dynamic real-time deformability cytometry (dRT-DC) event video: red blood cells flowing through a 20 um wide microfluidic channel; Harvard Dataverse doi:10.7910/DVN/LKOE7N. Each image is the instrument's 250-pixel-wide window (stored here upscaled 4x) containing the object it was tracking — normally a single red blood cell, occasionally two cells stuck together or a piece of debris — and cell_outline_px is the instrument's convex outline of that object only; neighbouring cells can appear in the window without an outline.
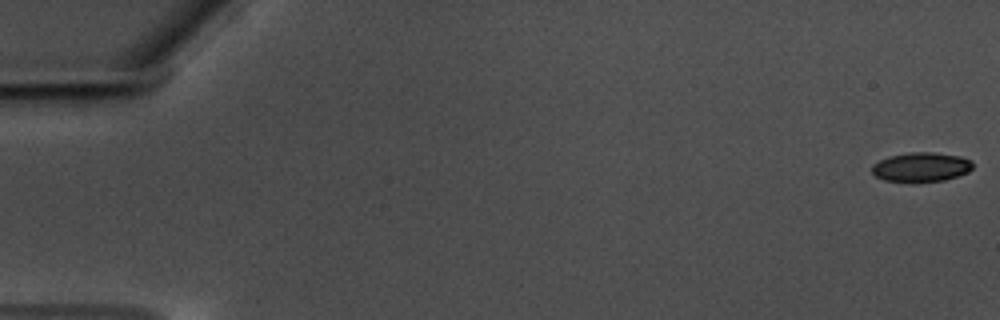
{"species": "common noctule bat (a hibernating species)", "species_latin": "Nyctalus noctula", "temperature_condition": "warm", "stored_images_in_passage": 55, "camera_frame_rate_fps": 3000, "um_per_image_px": 0.085, "animal": {"sex": "male", "body_mass_g": 17.5, "forearm_length_mm": 52.3}, "frame": {"image": 1, "passage_image": 1, "time_ms": 0.0, "image_size_px": [1000, 320], "cell_outline_px": [[972, 168], [968, 172], [944, 180], [884, 180], [876, 176], [872, 172], [872, 164], [888, 156], [912, 152], [932, 152], [960, 156], [972, 160]], "centroid_in_image_um": [78.31, 14.16], "position_along_channel_um": 6.7, "area_um2": 16.76}}
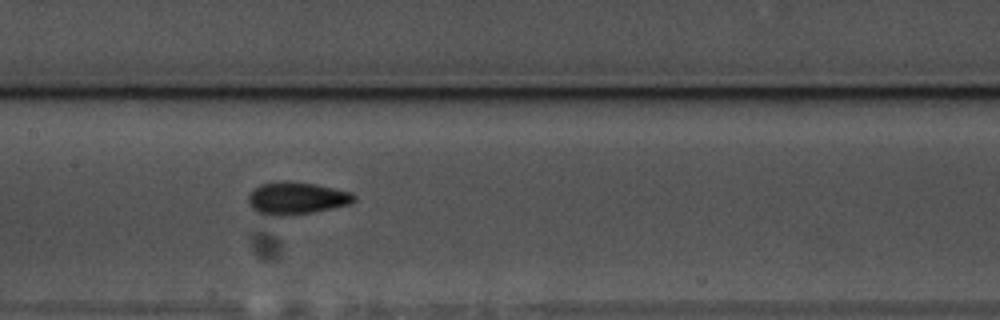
{"frame": {"image": 2, "passage_image": 30, "time_ms": 9.667, "image_size_px": [1000, 320], "cell_outline_px": [[356, 200], [352, 204], [312, 212], [284, 216], [264, 216], [256, 212], [248, 204], [248, 196], [260, 184], [280, 180], [288, 180], [316, 184], [352, 192], [356, 196]], "centroid_in_image_um": [25.2, 16.85], "position_along_channel_um": 182.2, "area_um2": 20.35}}
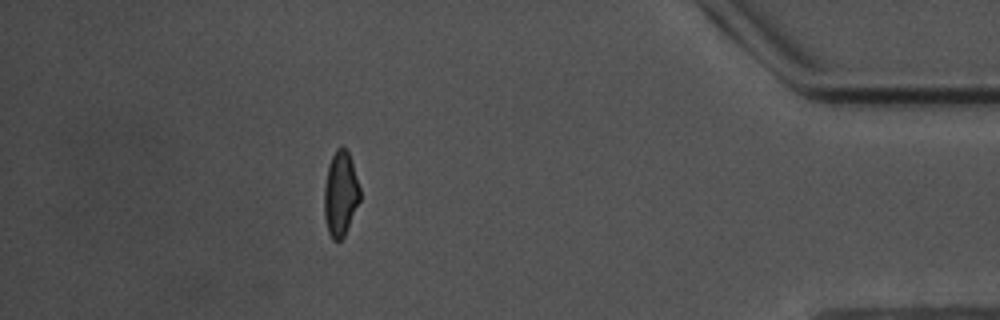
{"frame": {"image": 3, "passage_image": 53, "time_ms": 17.333, "image_size_px": [1000, 320], "cell_outline_px": [[360, 200], [344, 236], [340, 240], [332, 240], [328, 232], [324, 216], [324, 188], [328, 164], [336, 148], [348, 148], [360, 188]], "centroid_in_image_um": [28.94, 16.46], "position_along_channel_um": 406.3, "area_um2": 17.74}, "authors_computed_cell_mechanics": {"area_um2": 18.4382, "velocity_mm_per_s": 3.5151, "shape_relaxation_time_tau1_ms": 4.4109, "shape_relaxation_time_tau2_ms": 1.2666, "deformation_change_tau1": 0.1177, "deformation_change_tau2": 0.0671}}